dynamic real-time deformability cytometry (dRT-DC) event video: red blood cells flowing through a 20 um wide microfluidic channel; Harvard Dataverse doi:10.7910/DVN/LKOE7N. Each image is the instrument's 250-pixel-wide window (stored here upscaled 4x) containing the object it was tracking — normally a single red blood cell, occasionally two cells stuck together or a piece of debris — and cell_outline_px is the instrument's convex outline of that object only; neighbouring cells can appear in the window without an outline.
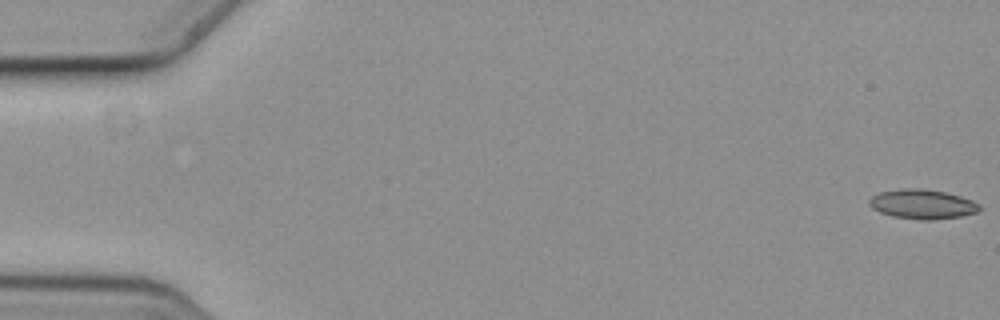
{"species": "common noctule bat (a hibernating species)", "species_latin": "Nyctalus noctula", "temperature_condition": "cold", "stored_images_in_passage": 2, "camera_frame_rate_fps": 3000, "um_per_image_px": 0.085, "animal": {"sex": "female", "body_mass_g": 19.3, "forearm_length_mm": 54.1}, "frame": {"image": 1, "passage_image": 1, "time_ms": 0.0, "image_size_px": [1000, 320], "cell_outline_px": [[980, 208], [976, 212], [960, 216], [932, 220], [920, 220], [892, 216], [880, 212], [872, 208], [868, 204], [868, 200], [872, 196], [880, 192], [904, 188], [920, 188], [944, 192], [960, 196], [972, 200], [980, 204]], "centroid_in_image_um": [78.37, 17.35], "position_along_channel_um": 6.6, "area_um2": 18.9}}